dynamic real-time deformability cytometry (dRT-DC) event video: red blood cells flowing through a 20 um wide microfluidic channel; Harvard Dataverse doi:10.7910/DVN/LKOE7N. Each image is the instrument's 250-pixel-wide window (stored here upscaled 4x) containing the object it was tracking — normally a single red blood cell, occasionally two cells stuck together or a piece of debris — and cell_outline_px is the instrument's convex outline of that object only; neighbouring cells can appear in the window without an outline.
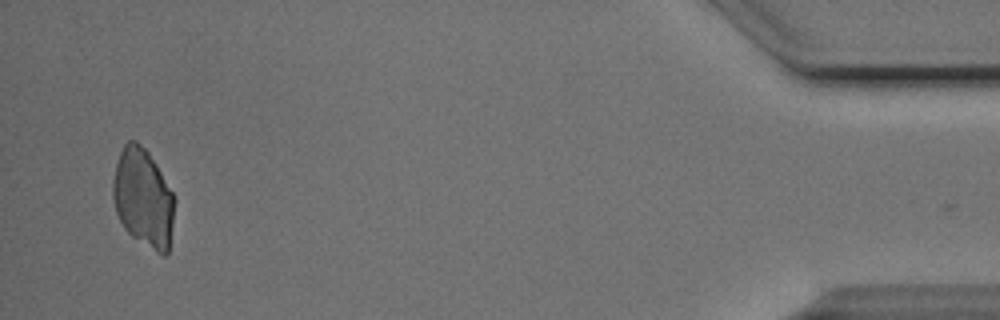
{"species": "Egyptian fruit bat (a non-hibernating species)", "species_latin": "Rousettus aegyptiacus", "temperature_condition": "cold", "stored_images_in_passage": 35, "camera_frame_rate_fps": 3000, "um_per_image_px": 0.085, "animal": {"sex": "male"}, "frame": {"image": 1, "passage_image": 34, "time_ms": 11.0, "image_size_px": [1000, 320], "cell_outline_px": [[176, 200], [168, 256], [164, 256], [156, 252], [132, 236], [124, 228], [116, 212], [112, 196], [112, 180], [116, 164], [120, 152], [124, 144], [128, 140], [136, 140], [148, 152], [156, 164], [172, 192]], "centroid_in_image_um": [12.18, 16.84], "position_along_channel_um": 423.0, "area_um2": 35.55}}